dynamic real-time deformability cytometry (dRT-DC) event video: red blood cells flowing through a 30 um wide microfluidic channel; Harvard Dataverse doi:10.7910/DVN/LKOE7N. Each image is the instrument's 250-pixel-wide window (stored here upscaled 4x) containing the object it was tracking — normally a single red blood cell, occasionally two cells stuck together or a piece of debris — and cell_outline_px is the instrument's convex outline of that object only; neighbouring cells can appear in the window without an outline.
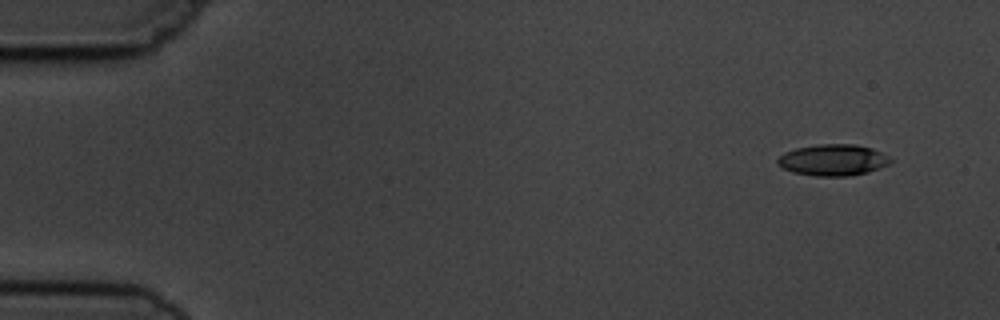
{"species": "common noctule bat (a hibernating species)", "species_latin": "Nyctalus noctula", "temperature_condition": "cold", "stored_images_in_passage": 5, "camera_frame_rate_fps": 3000, "um_per_image_px": 0.085, "animal": {"sex": "male", "body_mass_g": 19.5, "forearm_length_mm": 54.6}, "frame": {"image": 1, "passage_image": 1, "time_ms": 0.0, "image_size_px": [1000, 320], "cell_outline_px": [[892, 160], [888, 164], [880, 168], [868, 172], [848, 176], [816, 176], [792, 172], [776, 164], [776, 160], [784, 152], [796, 148], [820, 144], [856, 144], [872, 148], [888, 156]], "centroid_in_image_um": [70.79, 13.6], "position_along_channel_um": 14.2, "area_um2": 20.63}}
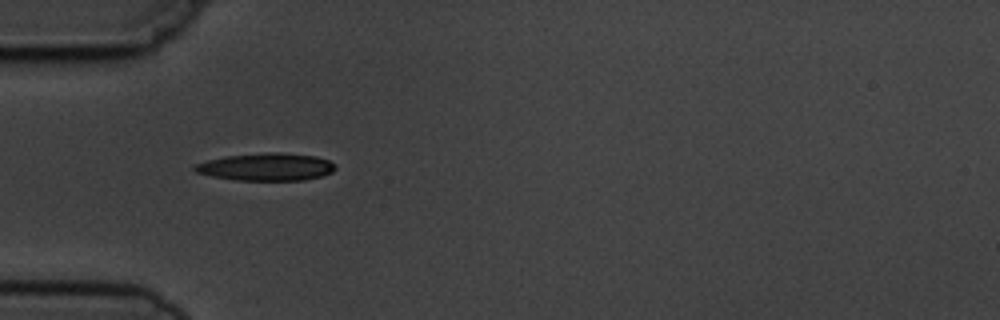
{"frame": {"image": 2, "passage_image": 4, "time_ms": 4.333, "image_size_px": [1000, 320], "cell_outline_px": [[336, 168], [332, 172], [324, 176], [304, 180], [236, 180], [212, 176], [196, 172], [192, 168], [196, 164], [208, 160], [224, 156], [268, 152], [280, 152], [316, 156], [328, 160], [336, 164]], "centroid_in_image_um": [22.67, 14.18], "position_along_channel_um": 62.3, "area_um2": 22.66}}
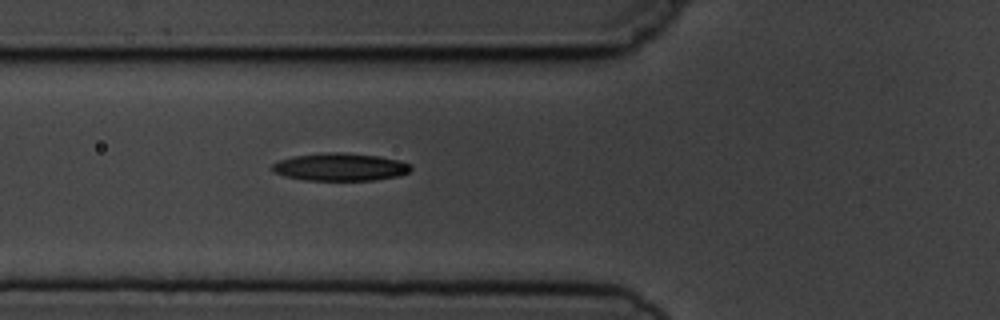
{"frame": {"image": 3, "passage_image": 5, "time_ms": 5.333, "image_size_px": [1000, 320], "cell_outline_px": [[412, 168], [408, 172], [396, 176], [376, 180], [304, 180], [284, 176], [272, 172], [272, 164], [280, 160], [292, 156], [320, 152], [344, 152], [380, 156], [400, 160], [412, 164]], "centroid_in_image_um": [28.9, 14.18], "position_along_channel_um": 96.9, "area_um2": 22.66}}